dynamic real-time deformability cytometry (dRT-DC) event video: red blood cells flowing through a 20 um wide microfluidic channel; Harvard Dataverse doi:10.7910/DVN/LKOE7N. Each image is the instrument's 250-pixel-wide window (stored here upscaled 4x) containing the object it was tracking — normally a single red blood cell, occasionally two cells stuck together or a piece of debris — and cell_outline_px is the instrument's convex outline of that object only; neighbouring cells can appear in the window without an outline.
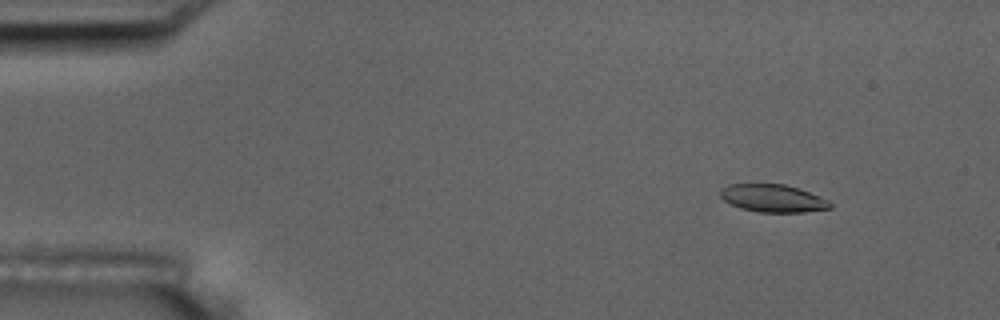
{"species": "common noctule bat (a hibernating species)", "species_latin": "Nyctalus noctula", "temperature_condition": "room temperature", "stored_images_in_passage": 3, "camera_frame_rate_fps": 3000, "um_per_image_px": 0.085, "animal": {"sex": "male", "body_mass_g": 17.5, "forearm_length_mm": 52.3}, "frame": {"image": 1, "passage_image": 1, "time_ms": 0.0, "image_size_px": [1000, 320], "cell_outline_px": [[832, 208], [804, 212], [760, 212], [740, 208], [724, 200], [720, 196], [720, 188], [728, 184], [784, 184], [800, 188], [828, 200], [832, 204]], "centroid_in_image_um": [65.69, 16.85], "position_along_channel_um": 19.3, "area_um2": 17.74}}
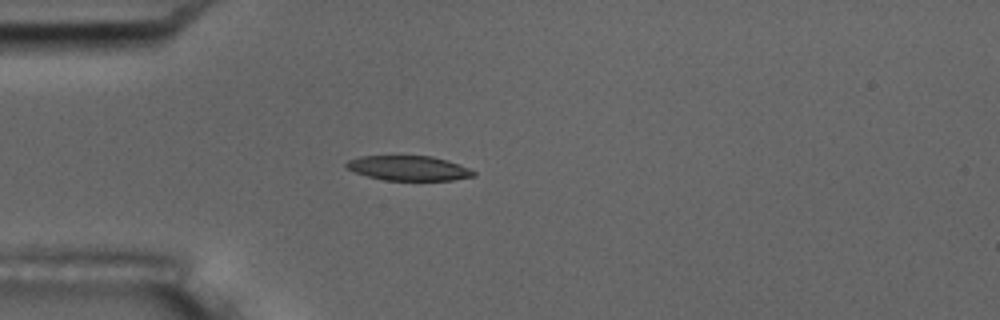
{"frame": {"image": 2, "passage_image": 3, "time_ms": 3.0, "image_size_px": [1000, 320], "cell_outline_px": [[476, 176], [452, 180], [384, 180], [368, 176], [344, 168], [344, 164], [348, 160], [360, 156], [432, 156], [448, 160], [460, 164], [476, 172]], "centroid_in_image_um": [34.73, 14.29], "position_along_channel_um": 50.3, "area_um2": 18.44}}